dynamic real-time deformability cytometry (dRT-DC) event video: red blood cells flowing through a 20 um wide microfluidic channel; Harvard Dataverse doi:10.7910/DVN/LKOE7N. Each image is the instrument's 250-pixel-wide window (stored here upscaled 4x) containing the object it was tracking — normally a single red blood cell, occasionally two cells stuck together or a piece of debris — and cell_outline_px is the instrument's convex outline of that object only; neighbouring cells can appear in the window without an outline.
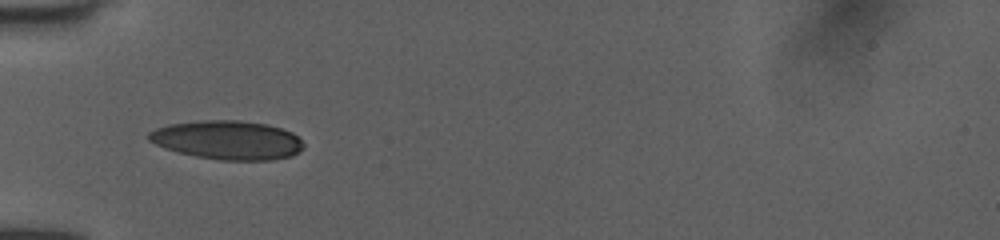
{"species": "human", "species_latin": "Homo sapiens", "temperature_condition": "room temperature", "stored_images_in_passage": 35, "camera_frame_rate_fps": 3000, "um_per_image_px": 0.085, "donor": {"sex": "female"}, "frame": {"image": 1, "passage_image": 1, "time_ms": 0.0, "image_size_px": [1000, 240], "cell_outline_px": [[304, 148], [300, 152], [292, 156], [272, 160], [220, 160], [196, 156], [164, 148], [148, 140], [148, 132], [156, 128], [172, 124], [204, 120], [240, 120], [268, 124], [292, 132], [304, 144]], "centroid_in_image_um": [19.37, 11.9], "position_along_channel_um": 65.6, "area_um2": 35.03}}
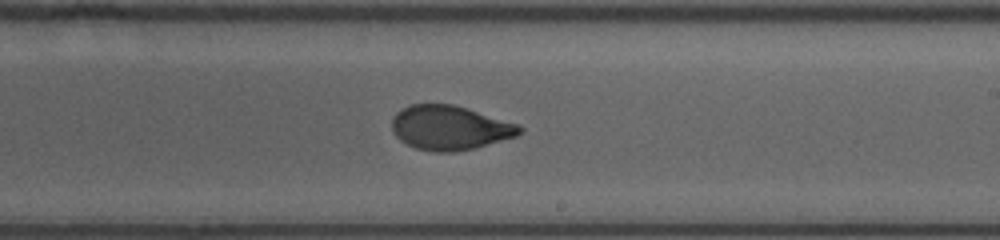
{"frame": {"image": 2, "passage_image": 15, "time_ms": 4.667, "image_size_px": [1000, 240], "cell_outline_px": [[524, 132], [516, 136], [476, 148], [456, 152], [432, 152], [416, 148], [400, 140], [396, 136], [392, 128], [392, 116], [396, 112], [412, 104], [452, 104], [520, 124], [524, 128]], "centroid_in_image_um": [38.26, 10.87], "position_along_channel_um": 250.7, "area_um2": 33.12}}
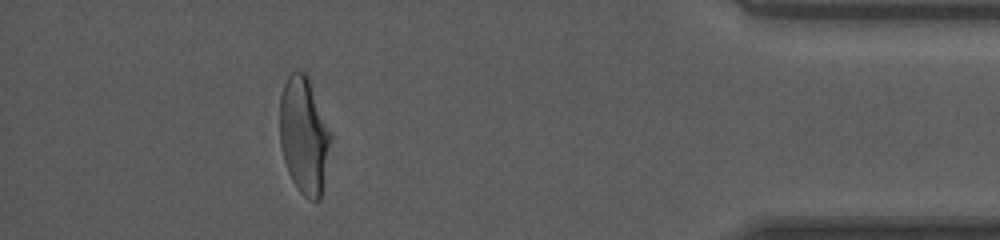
{"frame": {"image": 3, "passage_image": 30, "time_ms": 9.667, "image_size_px": [1000, 240], "cell_outline_px": [[328, 144], [320, 200], [308, 200], [296, 188], [288, 172], [284, 160], [280, 144], [280, 96], [284, 84], [288, 76], [292, 72], [304, 72], [308, 76], [328, 132]], "centroid_in_image_um": [25.76, 11.52], "position_along_channel_um": 409.4, "area_um2": 33.23}, "authors_computed_cell_mechanics": {"area_um2": 33.9864, "velocity_mm_per_s": 4.0333, "shape_relaxation_time_tau1_ms": 4.9571, "shape_relaxation_time_tau2_ms": 0.7093, "deformation_change_tau1": 0.1746, "deformation_change_tau2": 0.0558}}